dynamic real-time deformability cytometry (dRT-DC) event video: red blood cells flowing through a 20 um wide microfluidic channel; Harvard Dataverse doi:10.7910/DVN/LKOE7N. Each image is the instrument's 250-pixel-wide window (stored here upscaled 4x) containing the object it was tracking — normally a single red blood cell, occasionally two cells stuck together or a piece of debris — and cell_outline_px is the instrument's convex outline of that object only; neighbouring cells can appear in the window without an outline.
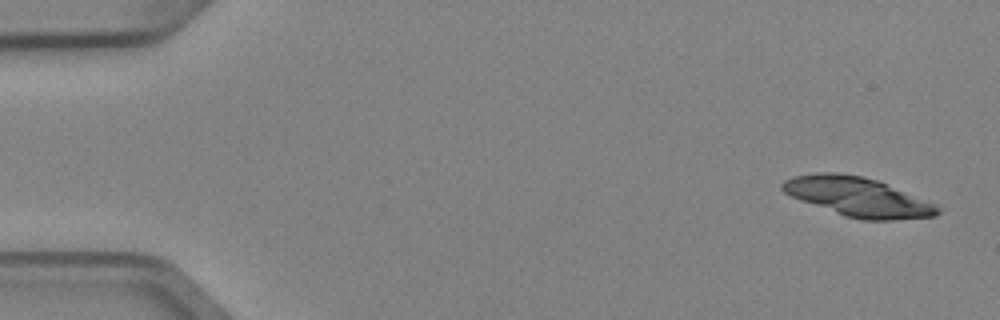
{"species": "Egyptian fruit bat (a non-hibernating species)", "species_latin": "Rousettus aegyptiacus", "temperature_condition": "cold", "stored_images_in_passage": 4, "camera_frame_rate_fps": 3000, "um_per_image_px": 0.085, "animal": {"sex": "female"}, "frame": {"image": 1, "passage_image": 1, "time_ms": 0.0, "image_size_px": [1000, 320], "cell_outline_px": [[940, 212], [936, 216], [892, 220], [864, 220], [844, 216], [800, 200], [784, 192], [780, 188], [780, 184], [784, 180], [792, 176], [816, 172], [836, 172], [864, 176], [880, 180], [936, 204], [940, 208]], "centroid_in_image_um": [72.92, 16.72], "position_along_channel_um": 12.1, "area_um2": 35.78}}